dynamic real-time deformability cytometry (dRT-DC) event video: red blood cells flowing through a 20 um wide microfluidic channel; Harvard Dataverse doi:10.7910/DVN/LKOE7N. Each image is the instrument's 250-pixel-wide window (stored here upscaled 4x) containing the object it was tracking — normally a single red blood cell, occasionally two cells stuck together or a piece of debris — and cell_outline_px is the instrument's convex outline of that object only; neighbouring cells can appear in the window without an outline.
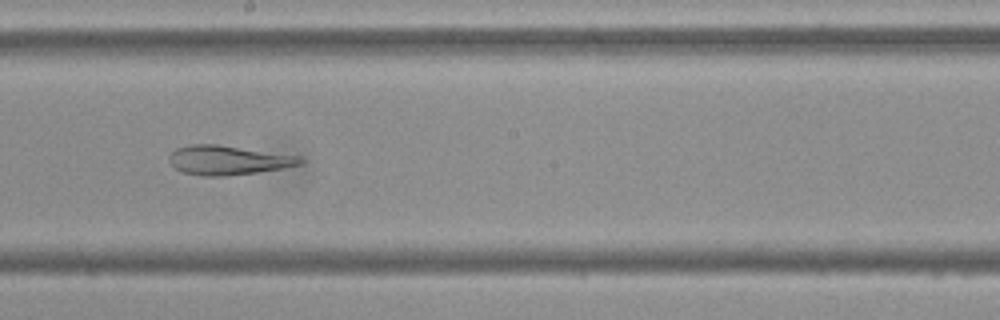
{"species": "Egyptian fruit bat (a non-hibernating species)", "species_latin": "Rousettus aegyptiacus", "temperature_condition": "cold", "stored_images_in_passage": 45, "camera_frame_rate_fps": 3000, "um_per_image_px": 0.085, "frame": {"image": 1, "passage_image": 21, "time_ms": 6.667, "image_size_px": [1000, 320], "cell_outline_px": [[304, 164], [284, 168], [256, 172], [224, 176], [204, 176], [180, 172], [168, 160], [168, 156], [176, 148], [192, 144], [216, 144], [300, 156], [304, 160]], "centroid_in_image_um": [19.39, 13.61], "position_along_channel_um": 228.8, "area_um2": 22.37}}
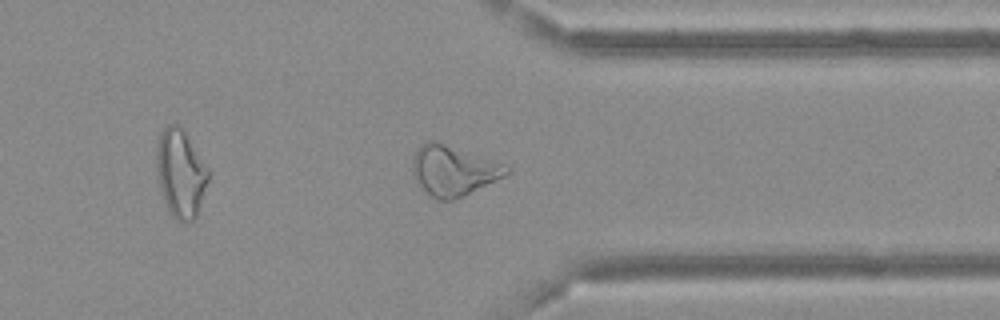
{"frame": {"image": 2, "passage_image": 33, "time_ms": 10.667, "image_size_px": [1000, 320], "cell_outline_px": [[512, 172], [464, 196], [452, 200], [436, 200], [412, 176], [412, 160], [420, 144], [428, 140], [436, 140], [512, 168]], "centroid_in_image_um": [38.51, 14.49], "position_along_channel_um": 372.9, "area_um2": 27.05}}
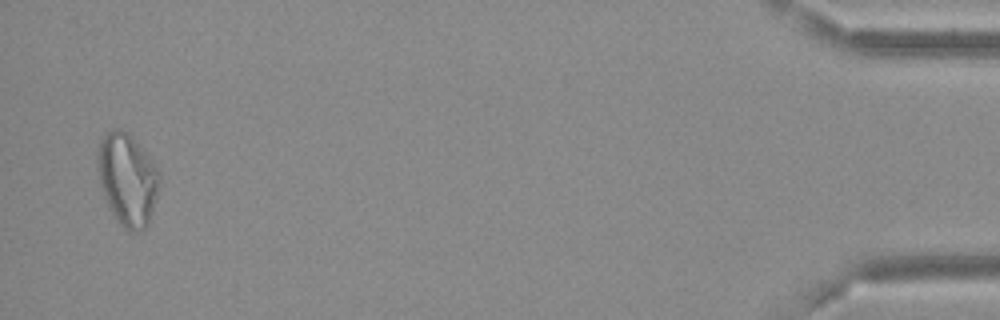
{"frame": {"image": 3, "passage_image": 44, "time_ms": 14.333, "image_size_px": [1000, 320], "cell_outline_px": [[160, 188], [148, 224], [140, 232], [128, 232], [116, 220], [104, 196], [100, 184], [96, 168], [96, 152], [100, 140], [112, 128], [120, 128], [128, 132], [132, 136], [152, 160], [160, 172]], "centroid_in_image_um": [10.83, 15.24], "position_along_channel_um": 424.4, "area_um2": 33.76}, "authors_computed_cell_mechanics": {"area_um2": 27.0504, "velocity_mm_per_s": 3.6673, "shape_relaxation_time_tau1_ms": null, "shape_relaxation_time_tau2_ms": 3.8294, "deformation_change_tau1": null, "deformation_change_tau2": 0.111}}